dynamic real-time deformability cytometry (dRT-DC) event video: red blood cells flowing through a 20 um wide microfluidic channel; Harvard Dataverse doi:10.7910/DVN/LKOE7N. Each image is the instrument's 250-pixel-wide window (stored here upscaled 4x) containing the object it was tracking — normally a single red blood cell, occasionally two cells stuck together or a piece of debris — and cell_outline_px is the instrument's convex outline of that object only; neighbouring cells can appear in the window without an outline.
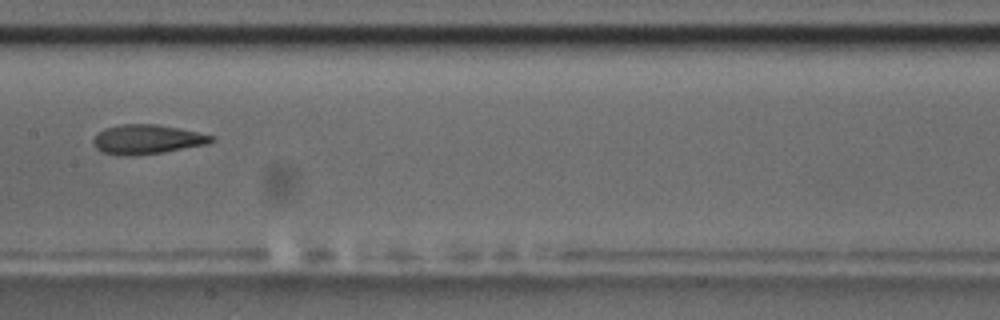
{"species": "common noctule bat (a hibernating species)", "species_latin": "Nyctalus noctula", "temperature_condition": "room temperature", "stored_images_in_passage": 7, "camera_frame_rate_fps": 3000, "um_per_image_px": 0.085, "animal": {"sex": "male", "body_mass_g": 17.5, "forearm_length_mm": 52.3}, "frame": {"image": 1, "passage_image": 4, "time_ms": 3.667, "image_size_px": [1000, 320], "cell_outline_px": [[216, 140], [208, 144], [164, 152], [132, 156], [120, 156], [100, 152], [92, 144], [92, 140], [104, 128], [120, 124], [160, 124], [216, 136]], "centroid_in_image_um": [12.5, 11.85], "position_along_channel_um": 194.9, "area_um2": 20.58}}